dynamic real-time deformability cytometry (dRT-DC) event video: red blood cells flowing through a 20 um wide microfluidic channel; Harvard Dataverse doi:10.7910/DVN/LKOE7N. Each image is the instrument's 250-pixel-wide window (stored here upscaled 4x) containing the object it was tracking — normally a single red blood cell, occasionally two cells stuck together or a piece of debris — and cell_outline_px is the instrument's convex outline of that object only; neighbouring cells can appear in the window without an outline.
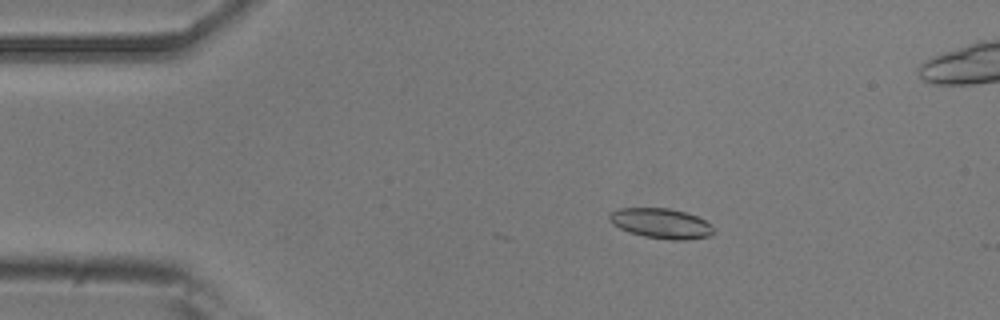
{"species": "common noctule bat (a hibernating species)", "species_latin": "Nyctalus noctula", "temperature_condition": "room temperature", "stored_images_in_passage": 14, "camera_frame_rate_fps": 3000, "um_per_image_px": 0.085, "animal": {"sex": "male", "body_mass_g": 20.5, "forearm_length_mm": 52.5}, "frame": {"image": 1, "passage_image": 9, "time_ms": 2.667, "image_size_px": [1000, 320], "cell_outline_px": [[716, 232], [712, 236], [684, 240], [672, 240], [644, 236], [628, 232], [612, 224], [608, 220], [608, 216], [612, 212], [620, 208], [668, 208], [684, 212], [696, 216], [704, 220]], "centroid_in_image_um": [56.18, 19.0], "position_along_channel_um": 28.8, "area_um2": 18.21}}